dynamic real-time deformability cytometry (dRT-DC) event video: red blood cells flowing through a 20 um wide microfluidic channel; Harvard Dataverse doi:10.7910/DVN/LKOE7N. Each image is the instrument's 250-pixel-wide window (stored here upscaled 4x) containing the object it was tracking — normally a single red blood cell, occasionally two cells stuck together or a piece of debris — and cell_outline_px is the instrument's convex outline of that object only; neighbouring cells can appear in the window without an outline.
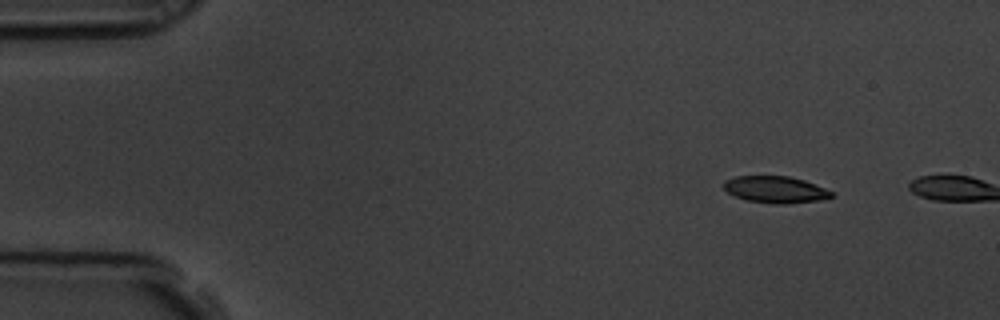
{"species": "common noctule bat (a hibernating species)", "species_latin": "Nyctalus noctula", "temperature_condition": "room temperature", "stored_images_in_passage": 2, "camera_frame_rate_fps": 3000, "um_per_image_px": 0.085, "animal": {"sex": "male", "body_mass_g": 19.5, "forearm_length_mm": 54.6}, "frame": {"image": 1, "passage_image": 1, "time_ms": 0.0, "image_size_px": [1000, 320], "cell_outline_px": [[832, 196], [820, 200], [788, 204], [776, 204], [748, 200], [736, 196], [728, 192], [724, 188], [724, 180], [736, 176], [788, 176], [804, 180], [824, 188], [832, 192]], "centroid_in_image_um": [65.9, 16.11], "position_along_channel_um": 19.1, "area_um2": 16.59}}